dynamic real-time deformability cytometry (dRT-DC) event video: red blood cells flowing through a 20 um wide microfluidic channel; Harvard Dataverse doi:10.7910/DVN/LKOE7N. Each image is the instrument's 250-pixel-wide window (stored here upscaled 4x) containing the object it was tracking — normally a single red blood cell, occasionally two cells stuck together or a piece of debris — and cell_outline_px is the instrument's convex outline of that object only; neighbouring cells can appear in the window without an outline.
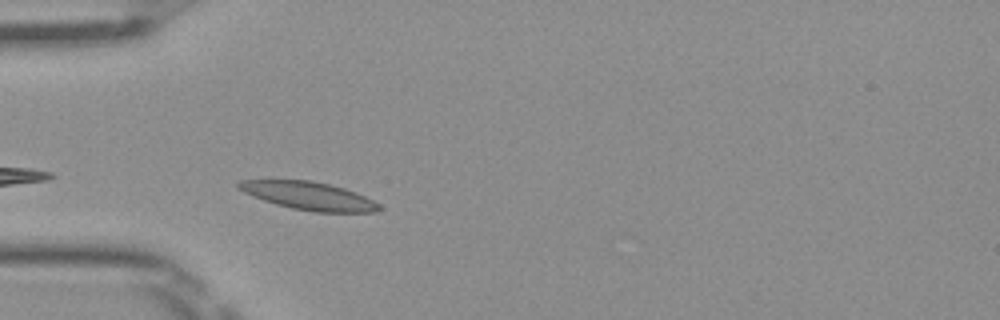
{"species": "Egyptian fruit bat (a non-hibernating species)", "species_latin": "Rousettus aegyptiacus", "temperature_condition": "room temperature", "stored_images_in_passage": 26, "camera_frame_rate_fps": 3000, "um_per_image_px": 0.085, "frame": {"image": 1, "passage_image": 2, "time_ms": 0.333, "image_size_px": [1000, 320], "cell_outline_px": [[380, 208], [372, 212], [316, 212], [292, 208], [276, 204], [252, 196], [236, 188], [236, 184], [240, 180], [312, 180], [344, 188], [356, 192], [380, 204]], "centroid_in_image_um": [26.21, 16.64], "position_along_channel_um": 58.8, "area_um2": 22.77}}
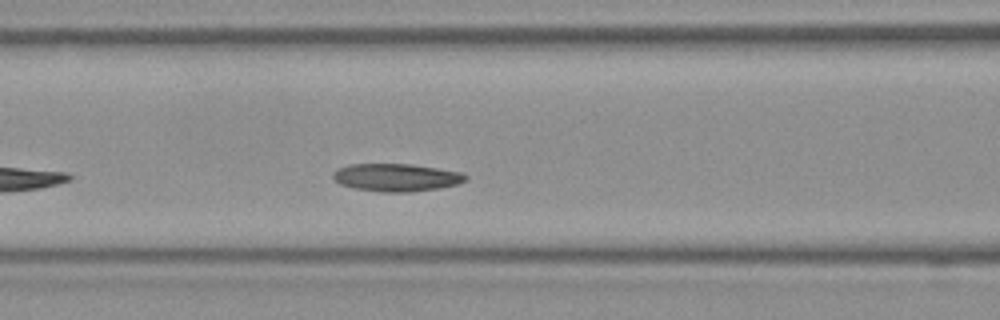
{"frame": {"image": 2, "passage_image": 8, "time_ms": 2.333, "image_size_px": [1000, 320], "cell_outline_px": [[468, 180], [456, 184], [436, 188], [408, 192], [384, 192], [356, 188], [340, 184], [332, 176], [332, 172], [348, 164], [412, 164], [460, 172], [468, 176]], "centroid_in_image_um": [33.68, 15.07], "position_along_channel_um": 132.9, "area_um2": 21.15}}
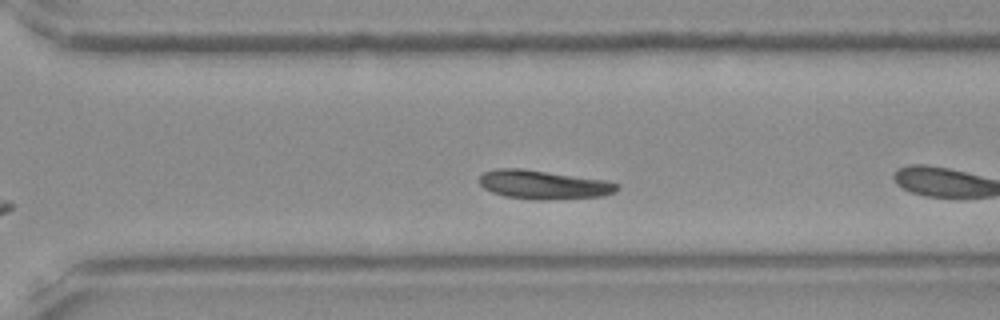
{"frame": {"image": 3, "passage_image": 20, "time_ms": 6.333, "image_size_px": [1000, 320], "cell_outline_px": [[620, 188], [616, 192], [604, 196], [544, 200], [536, 200], [504, 196], [492, 192], [484, 188], [480, 184], [480, 176], [484, 172], [496, 168], [516, 168], [608, 180], [620, 184]], "centroid_in_image_um": [46.24, 15.7], "position_along_channel_um": 324.4, "area_um2": 23.18}}